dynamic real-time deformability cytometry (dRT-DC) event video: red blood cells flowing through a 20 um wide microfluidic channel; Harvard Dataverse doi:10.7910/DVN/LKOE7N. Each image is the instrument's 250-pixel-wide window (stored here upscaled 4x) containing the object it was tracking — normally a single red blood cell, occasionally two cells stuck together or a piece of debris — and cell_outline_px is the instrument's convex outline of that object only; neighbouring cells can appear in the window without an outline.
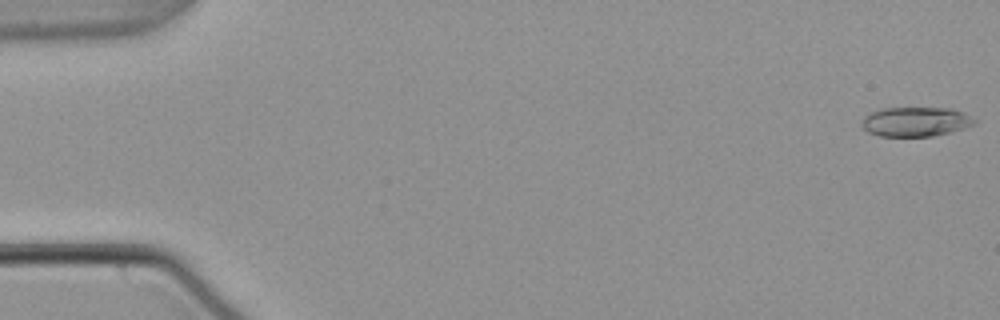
{"species": "common noctule bat (a hibernating species)", "species_latin": "Nyctalus noctula", "temperature_condition": "warm", "stored_images_in_passage": 54, "camera_frame_rate_fps": 3000, "um_per_image_px": 0.085, "animal": {"sex": "male", "body_mass_g": 21.5, "forearm_length_mm": 52.0}, "frame": {"image": 1, "passage_image": 1, "time_ms": 0.0, "image_size_px": [1000, 320], "cell_outline_px": [[976, 124], [964, 128], [932, 136], [880, 136], [868, 132], [860, 124], [860, 120], [864, 116], [872, 112], [884, 108], [952, 108], [964, 112], [976, 120]], "centroid_in_image_um": [77.82, 10.34], "position_along_channel_um": 7.2, "area_um2": 19.36}}
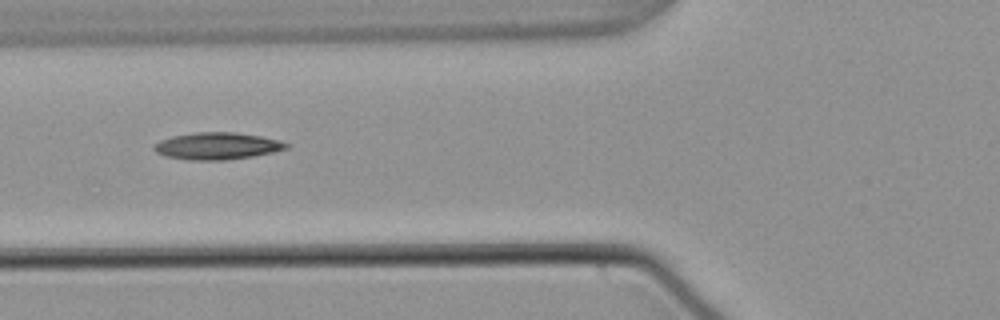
{"frame": {"image": 2, "passage_image": 21, "time_ms": 6.667, "image_size_px": [1000, 320], "cell_outline_px": [[292, 144], [288, 148], [272, 152], [252, 156], [224, 160], [188, 160], [168, 156], [156, 152], [152, 148], [160, 140], [172, 136], [196, 132], [236, 132], [260, 136], [280, 140]], "centroid_in_image_um": [18.49, 12.4], "position_along_channel_um": 107.3, "area_um2": 20.75}}
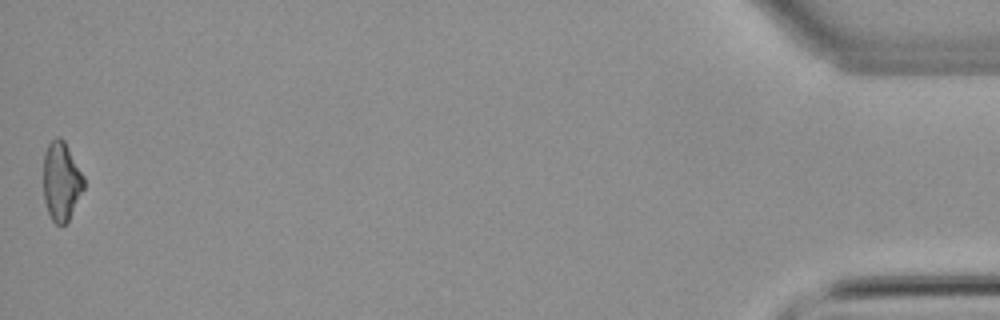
{"frame": {"image": 3, "passage_image": 54, "time_ms": 17.667, "image_size_px": [1000, 320], "cell_outline_px": [[84, 188], [68, 220], [64, 224], [56, 224], [52, 220], [48, 212], [44, 200], [44, 152], [48, 144], [56, 136], [60, 136], [64, 140], [84, 176]], "centroid_in_image_um": [5.21, 15.38], "position_along_channel_um": 430.0, "area_um2": 18.44}, "authors_computed_cell_mechanics": {"area_um2": 19.3919, "velocity_mm_per_s": 3.8161, "shape_relaxation_time_tau1_ms": 8.0723, "shape_relaxation_time_tau2_ms": 3.9741, "deformation_change_tau1": 0.1974, "deformation_change_tau2": 0.1294}}